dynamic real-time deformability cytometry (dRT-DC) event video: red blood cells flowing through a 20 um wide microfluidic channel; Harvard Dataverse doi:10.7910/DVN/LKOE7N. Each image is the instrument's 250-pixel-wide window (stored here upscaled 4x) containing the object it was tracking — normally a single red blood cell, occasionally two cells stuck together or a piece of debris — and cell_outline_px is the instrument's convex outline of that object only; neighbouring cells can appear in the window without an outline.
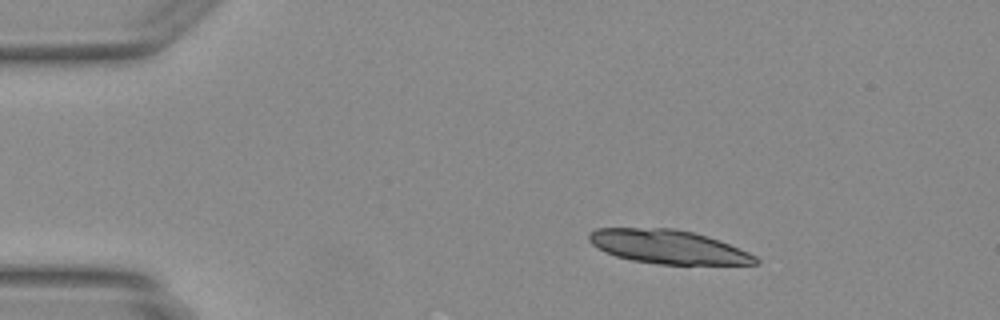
{"species": "Egyptian fruit bat (a non-hibernating species)", "species_latin": "Rousettus aegyptiacus", "temperature_condition": "warm", "stored_images_in_passage": 21, "segment_of_instrument_passage": [1, 2], "camera_frame_rate_fps": 3000, "um_per_image_px": 0.085, "animal": {"sex": "female"}, "frame": {"image": 1, "passage_image": 7, "time_ms": 2.0, "image_size_px": [1000, 320], "cell_outline_px": [[760, 260], [756, 264], [660, 264], [632, 260], [616, 256], [604, 252], [592, 244], [588, 240], [588, 232], [596, 228], [672, 228], [692, 232], [708, 236], [720, 240], [748, 252], [756, 256]], "centroid_in_image_um": [56.76, 20.97], "position_along_channel_um": 28.2, "area_um2": 32.71}}